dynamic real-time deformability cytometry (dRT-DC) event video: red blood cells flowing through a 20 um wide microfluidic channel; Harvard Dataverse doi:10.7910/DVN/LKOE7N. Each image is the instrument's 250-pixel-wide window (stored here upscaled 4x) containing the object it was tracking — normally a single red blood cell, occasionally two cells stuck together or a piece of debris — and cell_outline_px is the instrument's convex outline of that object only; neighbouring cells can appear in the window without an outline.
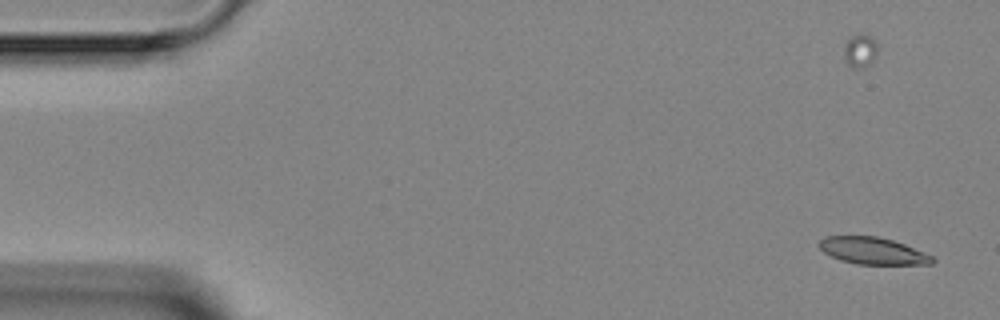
{"species": "Egyptian fruit bat (a non-hibernating species)", "species_latin": "Rousettus aegyptiacus", "temperature_condition": "room temperature", "stored_images_in_passage": 2, "camera_frame_rate_fps": 3000, "um_per_image_px": 0.085, "animal": {"sex": "female"}, "frame": {"image": 1, "passage_image": 1, "time_ms": 0.0, "image_size_px": [1000, 320], "cell_outline_px": [[936, 260], [932, 264], [856, 264], [840, 260], [824, 252], [816, 244], [824, 236], [880, 236], [904, 244], [924, 252], [932, 256]], "centroid_in_image_um": [74.16, 21.31], "position_along_channel_um": 10.8, "area_um2": 17.8}}